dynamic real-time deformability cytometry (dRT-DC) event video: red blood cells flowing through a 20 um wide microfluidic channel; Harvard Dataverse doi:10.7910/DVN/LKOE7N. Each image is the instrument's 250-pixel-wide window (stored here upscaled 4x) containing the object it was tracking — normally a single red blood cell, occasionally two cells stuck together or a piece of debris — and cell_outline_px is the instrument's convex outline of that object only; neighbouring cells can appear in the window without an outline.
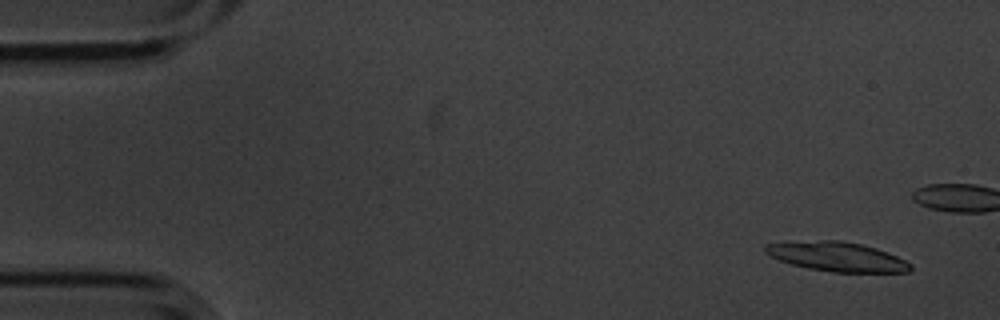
{"species": "common noctule bat (a hibernating species)", "species_latin": "Nyctalus noctula", "temperature_condition": "cold", "stored_images_in_passage": 15, "camera_frame_rate_fps": 3000, "um_per_image_px": 0.085, "animal": {"sex": "male", "body_mass_g": 20.1, "forearm_length_mm": 53.5}, "frame": {"image": 1, "passage_image": 1, "time_ms": 0.0, "image_size_px": [1000, 320], "cell_outline_px": [[912, 268], [908, 272], [836, 272], [808, 268], [792, 264], [780, 260], [764, 252], [764, 244], [824, 240], [840, 240], [860, 244], [876, 248], [888, 252], [912, 264]], "centroid_in_image_um": [71.18, 21.82], "position_along_channel_um": 13.8, "area_um2": 24.51}}